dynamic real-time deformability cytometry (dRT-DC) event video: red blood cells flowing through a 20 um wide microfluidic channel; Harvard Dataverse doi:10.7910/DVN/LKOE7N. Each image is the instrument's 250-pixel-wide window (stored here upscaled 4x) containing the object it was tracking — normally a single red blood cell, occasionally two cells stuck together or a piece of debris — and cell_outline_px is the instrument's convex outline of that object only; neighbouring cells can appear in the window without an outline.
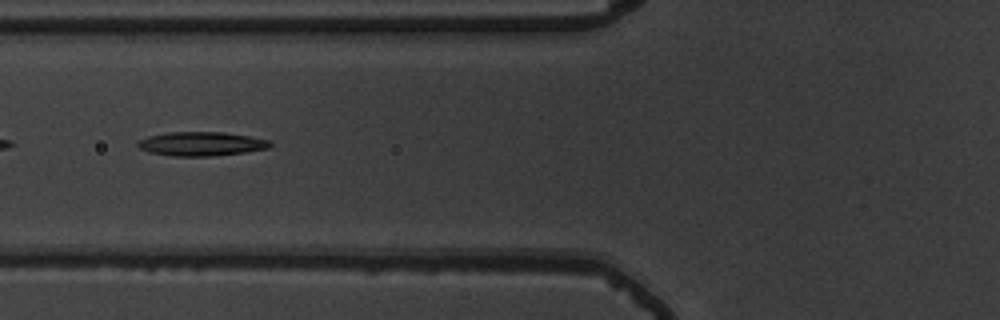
{"species": "common noctule bat (a hibernating species)", "species_latin": "Nyctalus noctula", "temperature_condition": "warm", "stored_images_in_passage": 46, "camera_frame_rate_fps": 3000, "um_per_image_px": 0.085, "animal": {"sex": "male", "body_mass_g": 19.5, "forearm_length_mm": 54.6}, "frame": {"image": 1, "passage_image": 13, "time_ms": 4.0, "image_size_px": [1000, 320], "cell_outline_px": [[272, 144], [268, 148], [244, 152], [212, 156], [172, 156], [148, 152], [140, 148], [136, 144], [136, 140], [148, 136], [168, 132], [224, 132], [248, 136], [268, 140]], "centroid_in_image_um": [17.05, 12.22], "position_along_channel_um": 108.8, "area_um2": 18.5}}
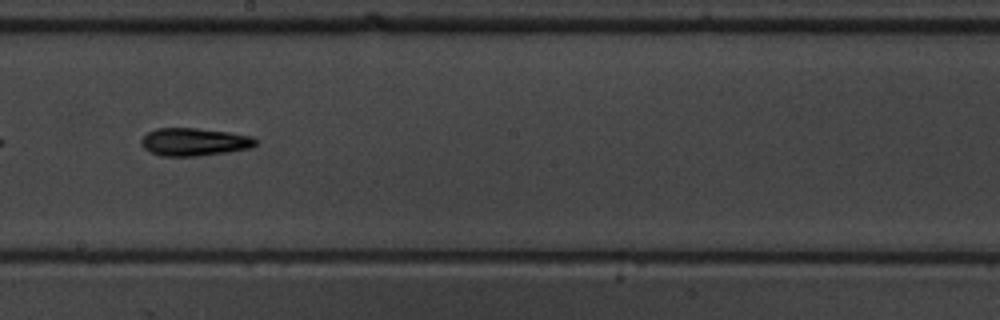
{"frame": {"image": 2, "passage_image": 23, "time_ms": 7.333, "image_size_px": [1000, 320], "cell_outline_px": [[256, 144], [252, 148], [228, 152], [196, 156], [160, 156], [148, 152], [140, 144], [140, 140], [148, 132], [156, 128], [196, 128], [228, 132], [252, 136], [256, 140]], "centroid_in_image_um": [16.48, 12.07], "position_along_channel_um": 231.7, "area_um2": 18.67}}
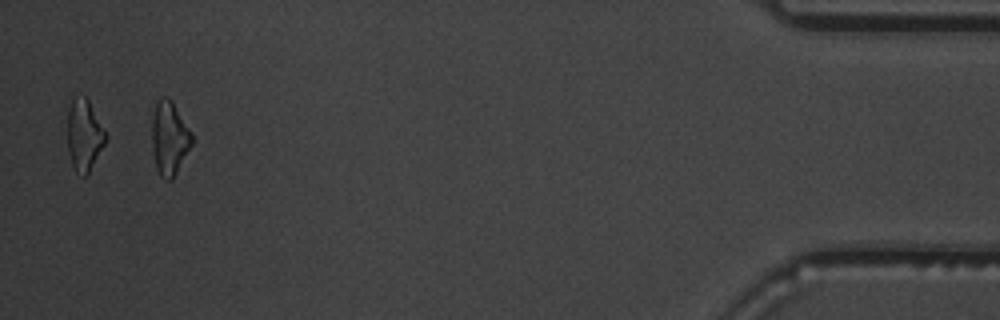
{"frame": {"image": 3, "passage_image": 44, "time_ms": 14.333, "image_size_px": [1000, 320], "cell_outline_px": [[192, 144], [172, 180], [168, 180], [160, 176], [156, 168], [152, 148], [152, 116], [156, 104], [164, 96], [168, 96], [172, 100], [192, 136]], "centroid_in_image_um": [14.37, 11.76], "position_along_channel_um": 420.8, "area_um2": 16.82}, "authors_computed_cell_mechanics": {"area_um2": 17.918, "velocity_mm_per_s": 3.6896, "shape_relaxation_time_tau1_ms": 8.3695, "shape_relaxation_time_tau2_ms": 6.5681, "deformation_change_tau1": 0.2182, "deformation_change_tau2": 0.1785}}